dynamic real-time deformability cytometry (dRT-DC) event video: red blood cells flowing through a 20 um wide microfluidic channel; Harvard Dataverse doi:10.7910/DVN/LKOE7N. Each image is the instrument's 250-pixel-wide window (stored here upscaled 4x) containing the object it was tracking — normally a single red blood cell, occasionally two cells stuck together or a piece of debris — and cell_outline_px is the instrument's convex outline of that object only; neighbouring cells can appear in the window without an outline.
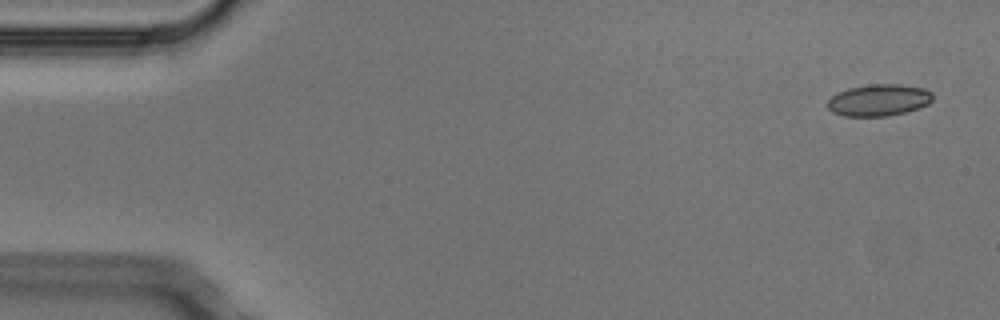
{"species": "Egyptian fruit bat (a non-hibernating species)", "species_latin": "Rousettus aegyptiacus", "temperature_condition": "cold", "stored_images_in_passage": 4, "camera_frame_rate_fps": 3000, "um_per_image_px": 0.085, "animal": {"sex": "male"}, "frame": {"image": 1, "passage_image": 1, "time_ms": 0.0, "image_size_px": [1000, 320], "cell_outline_px": [[932, 100], [928, 104], [920, 108], [888, 116], [844, 116], [832, 112], [828, 108], [828, 100], [836, 92], [848, 88], [872, 84], [900, 84], [924, 88], [932, 92]], "centroid_in_image_um": [74.7, 8.5], "position_along_channel_um": 10.3, "area_um2": 19.54}}
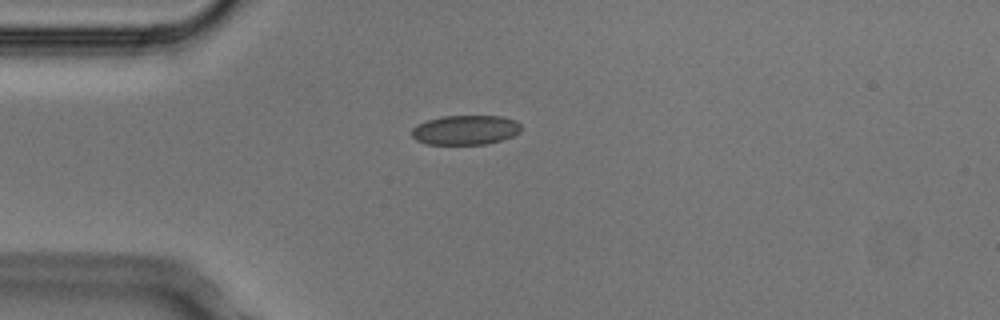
{"frame": {"image": 2, "passage_image": 4, "time_ms": 1.0, "image_size_px": [1000, 320], "cell_outline_px": [[520, 132], [512, 136], [500, 140], [484, 144], [428, 144], [416, 140], [412, 136], [412, 128], [416, 124], [440, 116], [504, 116], [516, 120], [520, 124]], "centroid_in_image_um": [39.55, 11.04], "position_along_channel_um": 45.4, "area_um2": 18.84}}